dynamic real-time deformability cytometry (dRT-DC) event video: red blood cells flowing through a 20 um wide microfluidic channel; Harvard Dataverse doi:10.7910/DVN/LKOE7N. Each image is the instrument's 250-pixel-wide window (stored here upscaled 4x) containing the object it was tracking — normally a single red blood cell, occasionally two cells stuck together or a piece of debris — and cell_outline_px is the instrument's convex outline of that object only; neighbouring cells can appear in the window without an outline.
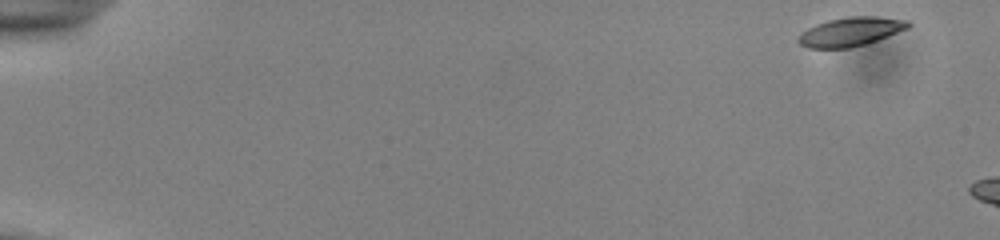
{"species": "common noctule bat (a hibernating species)", "species_latin": "Nyctalus noctula", "temperature_condition": "cold", "stored_images_in_passage": 7, "camera_frame_rate_fps": 3000, "um_per_image_px": 0.085, "animal": {"sex": "male", "body_mass_g": 13.0, "forearm_length_mm": 53.1}, "frame": {"image": 1, "passage_image": 1, "time_ms": 0.0, "image_size_px": [1000, 240], "cell_outline_px": [[912, 24], [908, 28], [888, 36], [864, 44], [848, 48], [808, 48], [800, 44], [796, 40], [808, 28], [816, 24], [828, 20], [852, 16], [876, 16], [908, 20]], "centroid_in_image_um": [72.32, 2.69], "position_along_channel_um": 12.7, "area_um2": 18.32}}